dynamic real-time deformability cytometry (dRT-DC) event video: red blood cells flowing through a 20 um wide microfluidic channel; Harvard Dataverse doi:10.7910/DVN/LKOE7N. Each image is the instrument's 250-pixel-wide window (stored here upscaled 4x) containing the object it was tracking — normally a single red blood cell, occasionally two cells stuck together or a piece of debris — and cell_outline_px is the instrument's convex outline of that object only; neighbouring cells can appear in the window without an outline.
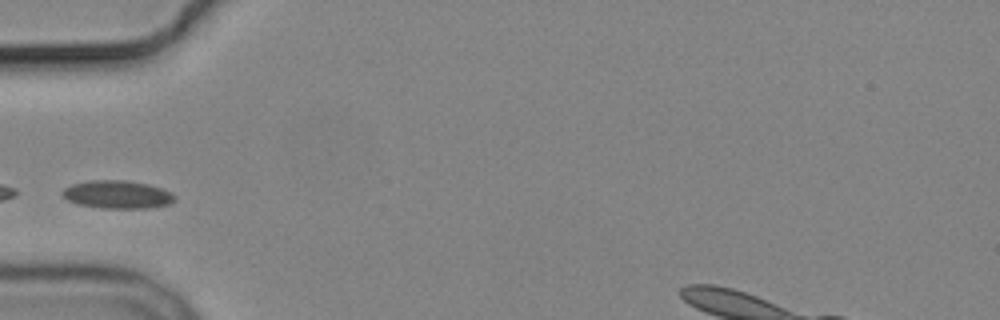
{"species": "common noctule bat (a hibernating species)", "species_latin": "Nyctalus noctula", "temperature_condition": "cold", "stored_images_in_passage": 7, "camera_frame_rate_fps": 3000, "um_per_image_px": 0.085, "animal": {"sex": "male", "body_mass_g": 19.2, "forearm_length_mm": 51.8}, "frame": {"image": 1, "passage_image": 3, "time_ms": 3.0, "image_size_px": [1000, 320], "cell_outline_px": [[176, 200], [168, 204], [152, 208], [100, 208], [80, 204], [68, 200], [60, 192], [64, 188], [72, 184], [88, 180], [124, 180], [148, 184], [172, 192], [176, 196]], "centroid_in_image_um": [10.0, 16.53], "position_along_channel_um": 75.0, "area_um2": 18.38}}
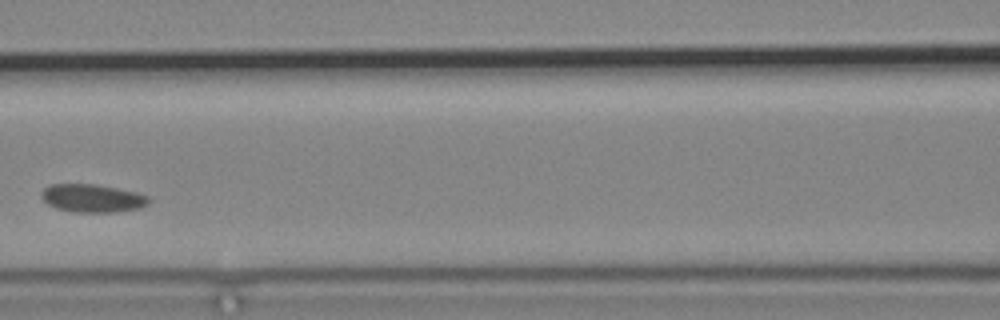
{"frame": {"image": 2, "passage_image": 5, "time_ms": 5.333, "image_size_px": [1000, 320], "cell_outline_px": [[152, 200], [148, 204], [140, 208], [116, 212], [72, 212], [56, 208], [48, 204], [40, 196], [40, 192], [44, 188], [52, 184], [96, 184], [136, 192], [148, 196]], "centroid_in_image_um": [7.86, 16.85], "position_along_channel_um": 158.7, "area_um2": 17.69}}
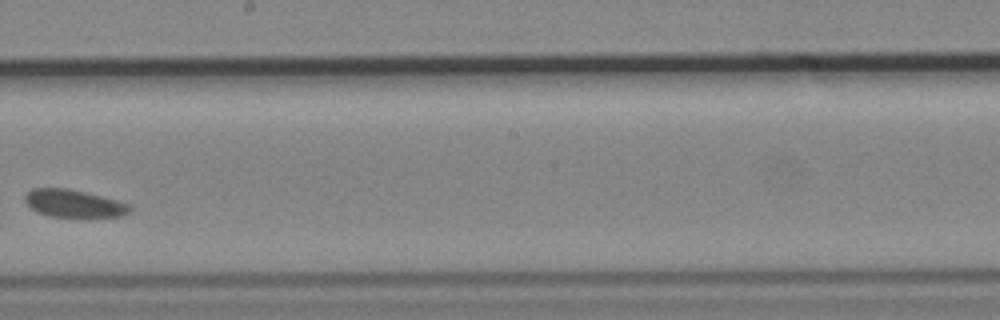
{"frame": {"image": 3, "passage_image": 7, "time_ms": 7.667, "image_size_px": [1000, 320], "cell_outline_px": [[132, 212], [124, 216], [52, 216], [40, 212], [32, 208], [24, 200], [24, 196], [32, 188], [68, 188], [116, 200], [128, 204], [132, 208]], "centroid_in_image_um": [6.29, 17.28], "position_along_channel_um": 241.9, "area_um2": 16.47}}